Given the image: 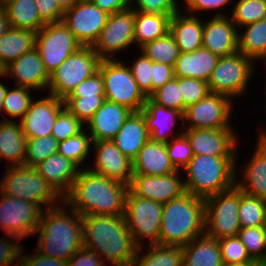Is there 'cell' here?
<instances>
[{
    "label": "cell",
    "instance_id": "45",
    "mask_svg": "<svg viewBox=\"0 0 266 266\" xmlns=\"http://www.w3.org/2000/svg\"><path fill=\"white\" fill-rule=\"evenodd\" d=\"M149 98L157 105L183 113V100L178 86V77H174L163 86L157 88Z\"/></svg>",
    "mask_w": 266,
    "mask_h": 266
},
{
    "label": "cell",
    "instance_id": "52",
    "mask_svg": "<svg viewBox=\"0 0 266 266\" xmlns=\"http://www.w3.org/2000/svg\"><path fill=\"white\" fill-rule=\"evenodd\" d=\"M130 8L146 14L173 15L181 10L177 0H129ZM135 3V4H134ZM134 6V7H133Z\"/></svg>",
    "mask_w": 266,
    "mask_h": 266
},
{
    "label": "cell",
    "instance_id": "46",
    "mask_svg": "<svg viewBox=\"0 0 266 266\" xmlns=\"http://www.w3.org/2000/svg\"><path fill=\"white\" fill-rule=\"evenodd\" d=\"M105 97L65 98V107L75 115L84 125L92 118L101 107Z\"/></svg>",
    "mask_w": 266,
    "mask_h": 266
},
{
    "label": "cell",
    "instance_id": "44",
    "mask_svg": "<svg viewBox=\"0 0 266 266\" xmlns=\"http://www.w3.org/2000/svg\"><path fill=\"white\" fill-rule=\"evenodd\" d=\"M238 237L251 259L266 263V238L263 226L240 228Z\"/></svg>",
    "mask_w": 266,
    "mask_h": 266
},
{
    "label": "cell",
    "instance_id": "68",
    "mask_svg": "<svg viewBox=\"0 0 266 266\" xmlns=\"http://www.w3.org/2000/svg\"><path fill=\"white\" fill-rule=\"evenodd\" d=\"M85 1H93V0H77V2H85Z\"/></svg>",
    "mask_w": 266,
    "mask_h": 266
},
{
    "label": "cell",
    "instance_id": "23",
    "mask_svg": "<svg viewBox=\"0 0 266 266\" xmlns=\"http://www.w3.org/2000/svg\"><path fill=\"white\" fill-rule=\"evenodd\" d=\"M140 112L145 119L147 131L152 141L167 143L183 134V132L179 134L173 132L176 122L179 120L183 123L184 121L181 111L157 105L147 97Z\"/></svg>",
    "mask_w": 266,
    "mask_h": 266
},
{
    "label": "cell",
    "instance_id": "20",
    "mask_svg": "<svg viewBox=\"0 0 266 266\" xmlns=\"http://www.w3.org/2000/svg\"><path fill=\"white\" fill-rule=\"evenodd\" d=\"M194 155L238 156L237 137L233 128L184 129Z\"/></svg>",
    "mask_w": 266,
    "mask_h": 266
},
{
    "label": "cell",
    "instance_id": "16",
    "mask_svg": "<svg viewBox=\"0 0 266 266\" xmlns=\"http://www.w3.org/2000/svg\"><path fill=\"white\" fill-rule=\"evenodd\" d=\"M109 14L92 1L77 2L64 10L62 22L82 46H93Z\"/></svg>",
    "mask_w": 266,
    "mask_h": 266
},
{
    "label": "cell",
    "instance_id": "61",
    "mask_svg": "<svg viewBox=\"0 0 266 266\" xmlns=\"http://www.w3.org/2000/svg\"><path fill=\"white\" fill-rule=\"evenodd\" d=\"M11 28L7 12L2 3H0V37Z\"/></svg>",
    "mask_w": 266,
    "mask_h": 266
},
{
    "label": "cell",
    "instance_id": "21",
    "mask_svg": "<svg viewBox=\"0 0 266 266\" xmlns=\"http://www.w3.org/2000/svg\"><path fill=\"white\" fill-rule=\"evenodd\" d=\"M218 11L208 21H203L202 47L224 57L238 51V28L230 15Z\"/></svg>",
    "mask_w": 266,
    "mask_h": 266
},
{
    "label": "cell",
    "instance_id": "51",
    "mask_svg": "<svg viewBox=\"0 0 266 266\" xmlns=\"http://www.w3.org/2000/svg\"><path fill=\"white\" fill-rule=\"evenodd\" d=\"M129 66L134 80L146 97L152 94L153 62L143 53Z\"/></svg>",
    "mask_w": 266,
    "mask_h": 266
},
{
    "label": "cell",
    "instance_id": "32",
    "mask_svg": "<svg viewBox=\"0 0 266 266\" xmlns=\"http://www.w3.org/2000/svg\"><path fill=\"white\" fill-rule=\"evenodd\" d=\"M182 248L183 266H223L218 239L204 234Z\"/></svg>",
    "mask_w": 266,
    "mask_h": 266
},
{
    "label": "cell",
    "instance_id": "50",
    "mask_svg": "<svg viewBox=\"0 0 266 266\" xmlns=\"http://www.w3.org/2000/svg\"><path fill=\"white\" fill-rule=\"evenodd\" d=\"M166 149L171 163L177 170L183 169L194 156L190 142L184 133L167 142Z\"/></svg>",
    "mask_w": 266,
    "mask_h": 266
},
{
    "label": "cell",
    "instance_id": "65",
    "mask_svg": "<svg viewBox=\"0 0 266 266\" xmlns=\"http://www.w3.org/2000/svg\"><path fill=\"white\" fill-rule=\"evenodd\" d=\"M0 77H5V65L0 61Z\"/></svg>",
    "mask_w": 266,
    "mask_h": 266
},
{
    "label": "cell",
    "instance_id": "19",
    "mask_svg": "<svg viewBox=\"0 0 266 266\" xmlns=\"http://www.w3.org/2000/svg\"><path fill=\"white\" fill-rule=\"evenodd\" d=\"M65 108L63 99L52 94L32 100L29 109L19 121L26 138L51 135L58 114Z\"/></svg>",
    "mask_w": 266,
    "mask_h": 266
},
{
    "label": "cell",
    "instance_id": "40",
    "mask_svg": "<svg viewBox=\"0 0 266 266\" xmlns=\"http://www.w3.org/2000/svg\"><path fill=\"white\" fill-rule=\"evenodd\" d=\"M86 128L76 135L58 142V153L72 161L80 170L92 149V139ZM88 155V156H87ZM80 166V167H79Z\"/></svg>",
    "mask_w": 266,
    "mask_h": 266
},
{
    "label": "cell",
    "instance_id": "47",
    "mask_svg": "<svg viewBox=\"0 0 266 266\" xmlns=\"http://www.w3.org/2000/svg\"><path fill=\"white\" fill-rule=\"evenodd\" d=\"M178 86L183 100V114L189 105L200 101L210 93L208 82L200 79L178 77Z\"/></svg>",
    "mask_w": 266,
    "mask_h": 266
},
{
    "label": "cell",
    "instance_id": "64",
    "mask_svg": "<svg viewBox=\"0 0 266 266\" xmlns=\"http://www.w3.org/2000/svg\"><path fill=\"white\" fill-rule=\"evenodd\" d=\"M7 90H8L7 86H5L2 81H0V113L2 112V104Z\"/></svg>",
    "mask_w": 266,
    "mask_h": 266
},
{
    "label": "cell",
    "instance_id": "36",
    "mask_svg": "<svg viewBox=\"0 0 266 266\" xmlns=\"http://www.w3.org/2000/svg\"><path fill=\"white\" fill-rule=\"evenodd\" d=\"M10 26L38 32L46 23L41 19L35 0H5Z\"/></svg>",
    "mask_w": 266,
    "mask_h": 266
},
{
    "label": "cell",
    "instance_id": "3",
    "mask_svg": "<svg viewBox=\"0 0 266 266\" xmlns=\"http://www.w3.org/2000/svg\"><path fill=\"white\" fill-rule=\"evenodd\" d=\"M34 234H39L37 252L63 261L84 246L82 216L64 202L43 210Z\"/></svg>",
    "mask_w": 266,
    "mask_h": 266
},
{
    "label": "cell",
    "instance_id": "24",
    "mask_svg": "<svg viewBox=\"0 0 266 266\" xmlns=\"http://www.w3.org/2000/svg\"><path fill=\"white\" fill-rule=\"evenodd\" d=\"M131 113L130 109L105 100L85 125L92 141L112 140Z\"/></svg>",
    "mask_w": 266,
    "mask_h": 266
},
{
    "label": "cell",
    "instance_id": "28",
    "mask_svg": "<svg viewBox=\"0 0 266 266\" xmlns=\"http://www.w3.org/2000/svg\"><path fill=\"white\" fill-rule=\"evenodd\" d=\"M180 52L189 53L202 48L203 19L199 15L179 11L171 16L170 31Z\"/></svg>",
    "mask_w": 266,
    "mask_h": 266
},
{
    "label": "cell",
    "instance_id": "1",
    "mask_svg": "<svg viewBox=\"0 0 266 266\" xmlns=\"http://www.w3.org/2000/svg\"><path fill=\"white\" fill-rule=\"evenodd\" d=\"M128 190L129 186L122 182L82 168L63 202L81 216L124 215Z\"/></svg>",
    "mask_w": 266,
    "mask_h": 266
},
{
    "label": "cell",
    "instance_id": "33",
    "mask_svg": "<svg viewBox=\"0 0 266 266\" xmlns=\"http://www.w3.org/2000/svg\"><path fill=\"white\" fill-rule=\"evenodd\" d=\"M36 32L10 28L0 37V61L5 67L35 47Z\"/></svg>",
    "mask_w": 266,
    "mask_h": 266
},
{
    "label": "cell",
    "instance_id": "60",
    "mask_svg": "<svg viewBox=\"0 0 266 266\" xmlns=\"http://www.w3.org/2000/svg\"><path fill=\"white\" fill-rule=\"evenodd\" d=\"M92 2L108 14L130 8L129 0H93Z\"/></svg>",
    "mask_w": 266,
    "mask_h": 266
},
{
    "label": "cell",
    "instance_id": "35",
    "mask_svg": "<svg viewBox=\"0 0 266 266\" xmlns=\"http://www.w3.org/2000/svg\"><path fill=\"white\" fill-rule=\"evenodd\" d=\"M142 254V246L137 247L132 266H183L181 246L150 244Z\"/></svg>",
    "mask_w": 266,
    "mask_h": 266
},
{
    "label": "cell",
    "instance_id": "55",
    "mask_svg": "<svg viewBox=\"0 0 266 266\" xmlns=\"http://www.w3.org/2000/svg\"><path fill=\"white\" fill-rule=\"evenodd\" d=\"M41 19L47 23L62 22L64 11L56 0H35Z\"/></svg>",
    "mask_w": 266,
    "mask_h": 266
},
{
    "label": "cell",
    "instance_id": "14",
    "mask_svg": "<svg viewBox=\"0 0 266 266\" xmlns=\"http://www.w3.org/2000/svg\"><path fill=\"white\" fill-rule=\"evenodd\" d=\"M232 104H234L233 100L228 96L210 92L206 97L186 108L183 123L187 126L184 125V128H231L230 121L234 109Z\"/></svg>",
    "mask_w": 266,
    "mask_h": 266
},
{
    "label": "cell",
    "instance_id": "67",
    "mask_svg": "<svg viewBox=\"0 0 266 266\" xmlns=\"http://www.w3.org/2000/svg\"><path fill=\"white\" fill-rule=\"evenodd\" d=\"M263 228H264V231H265V238H266V219H265V222L263 224Z\"/></svg>",
    "mask_w": 266,
    "mask_h": 266
},
{
    "label": "cell",
    "instance_id": "38",
    "mask_svg": "<svg viewBox=\"0 0 266 266\" xmlns=\"http://www.w3.org/2000/svg\"><path fill=\"white\" fill-rule=\"evenodd\" d=\"M139 50L152 62L164 63L171 66L175 65L180 54L175 38L170 32L160 38L145 43Z\"/></svg>",
    "mask_w": 266,
    "mask_h": 266
},
{
    "label": "cell",
    "instance_id": "53",
    "mask_svg": "<svg viewBox=\"0 0 266 266\" xmlns=\"http://www.w3.org/2000/svg\"><path fill=\"white\" fill-rule=\"evenodd\" d=\"M105 97L100 71L80 82L66 98Z\"/></svg>",
    "mask_w": 266,
    "mask_h": 266
},
{
    "label": "cell",
    "instance_id": "56",
    "mask_svg": "<svg viewBox=\"0 0 266 266\" xmlns=\"http://www.w3.org/2000/svg\"><path fill=\"white\" fill-rule=\"evenodd\" d=\"M68 266H107L94 251L82 247L68 261Z\"/></svg>",
    "mask_w": 266,
    "mask_h": 266
},
{
    "label": "cell",
    "instance_id": "66",
    "mask_svg": "<svg viewBox=\"0 0 266 266\" xmlns=\"http://www.w3.org/2000/svg\"><path fill=\"white\" fill-rule=\"evenodd\" d=\"M266 129V128H265ZM265 129H260V133L266 138V130ZM265 130V131H264Z\"/></svg>",
    "mask_w": 266,
    "mask_h": 266
},
{
    "label": "cell",
    "instance_id": "59",
    "mask_svg": "<svg viewBox=\"0 0 266 266\" xmlns=\"http://www.w3.org/2000/svg\"><path fill=\"white\" fill-rule=\"evenodd\" d=\"M174 77V66L153 62L152 93Z\"/></svg>",
    "mask_w": 266,
    "mask_h": 266
},
{
    "label": "cell",
    "instance_id": "6",
    "mask_svg": "<svg viewBox=\"0 0 266 266\" xmlns=\"http://www.w3.org/2000/svg\"><path fill=\"white\" fill-rule=\"evenodd\" d=\"M0 180V193L20 198L42 209L52 208L63 202V198L51 187L32 166L17 165L6 168ZM58 201V202H57Z\"/></svg>",
    "mask_w": 266,
    "mask_h": 266
},
{
    "label": "cell",
    "instance_id": "22",
    "mask_svg": "<svg viewBox=\"0 0 266 266\" xmlns=\"http://www.w3.org/2000/svg\"><path fill=\"white\" fill-rule=\"evenodd\" d=\"M9 76L14 78L15 86L34 90H46L45 88L50 82V76L46 72L41 56L35 47L5 67L4 78Z\"/></svg>",
    "mask_w": 266,
    "mask_h": 266
},
{
    "label": "cell",
    "instance_id": "15",
    "mask_svg": "<svg viewBox=\"0 0 266 266\" xmlns=\"http://www.w3.org/2000/svg\"><path fill=\"white\" fill-rule=\"evenodd\" d=\"M134 25L133 8L109 14L106 25L92 46L93 50L101 59H115L114 54L134 45Z\"/></svg>",
    "mask_w": 266,
    "mask_h": 266
},
{
    "label": "cell",
    "instance_id": "62",
    "mask_svg": "<svg viewBox=\"0 0 266 266\" xmlns=\"http://www.w3.org/2000/svg\"><path fill=\"white\" fill-rule=\"evenodd\" d=\"M223 266H266V263L258 262L256 260H251L243 263H234V264H223Z\"/></svg>",
    "mask_w": 266,
    "mask_h": 266
},
{
    "label": "cell",
    "instance_id": "26",
    "mask_svg": "<svg viewBox=\"0 0 266 266\" xmlns=\"http://www.w3.org/2000/svg\"><path fill=\"white\" fill-rule=\"evenodd\" d=\"M34 168L62 198L70 192L80 170L72 161L58 152L50 155Z\"/></svg>",
    "mask_w": 266,
    "mask_h": 266
},
{
    "label": "cell",
    "instance_id": "13",
    "mask_svg": "<svg viewBox=\"0 0 266 266\" xmlns=\"http://www.w3.org/2000/svg\"><path fill=\"white\" fill-rule=\"evenodd\" d=\"M0 227L15 240L34 236L42 215L38 204L0 193Z\"/></svg>",
    "mask_w": 266,
    "mask_h": 266
},
{
    "label": "cell",
    "instance_id": "43",
    "mask_svg": "<svg viewBox=\"0 0 266 266\" xmlns=\"http://www.w3.org/2000/svg\"><path fill=\"white\" fill-rule=\"evenodd\" d=\"M26 159L24 165L36 166L50 155L58 152V141L52 136L26 138Z\"/></svg>",
    "mask_w": 266,
    "mask_h": 266
},
{
    "label": "cell",
    "instance_id": "2",
    "mask_svg": "<svg viewBox=\"0 0 266 266\" xmlns=\"http://www.w3.org/2000/svg\"><path fill=\"white\" fill-rule=\"evenodd\" d=\"M84 247L113 266H132L135 245L124 215L82 216Z\"/></svg>",
    "mask_w": 266,
    "mask_h": 266
},
{
    "label": "cell",
    "instance_id": "41",
    "mask_svg": "<svg viewBox=\"0 0 266 266\" xmlns=\"http://www.w3.org/2000/svg\"><path fill=\"white\" fill-rule=\"evenodd\" d=\"M230 13L235 26L242 28L266 19V0H238Z\"/></svg>",
    "mask_w": 266,
    "mask_h": 266
},
{
    "label": "cell",
    "instance_id": "39",
    "mask_svg": "<svg viewBox=\"0 0 266 266\" xmlns=\"http://www.w3.org/2000/svg\"><path fill=\"white\" fill-rule=\"evenodd\" d=\"M238 214L241 228L263 226L266 219V200L247 195L239 188Z\"/></svg>",
    "mask_w": 266,
    "mask_h": 266
},
{
    "label": "cell",
    "instance_id": "9",
    "mask_svg": "<svg viewBox=\"0 0 266 266\" xmlns=\"http://www.w3.org/2000/svg\"><path fill=\"white\" fill-rule=\"evenodd\" d=\"M100 61L92 46H82L50 75L49 94L64 100L80 82L98 71Z\"/></svg>",
    "mask_w": 266,
    "mask_h": 266
},
{
    "label": "cell",
    "instance_id": "48",
    "mask_svg": "<svg viewBox=\"0 0 266 266\" xmlns=\"http://www.w3.org/2000/svg\"><path fill=\"white\" fill-rule=\"evenodd\" d=\"M86 126L66 107L58 114L51 135L58 141H64L81 132Z\"/></svg>",
    "mask_w": 266,
    "mask_h": 266
},
{
    "label": "cell",
    "instance_id": "37",
    "mask_svg": "<svg viewBox=\"0 0 266 266\" xmlns=\"http://www.w3.org/2000/svg\"><path fill=\"white\" fill-rule=\"evenodd\" d=\"M243 27L244 31H238V51L254 62L266 63V19Z\"/></svg>",
    "mask_w": 266,
    "mask_h": 266
},
{
    "label": "cell",
    "instance_id": "49",
    "mask_svg": "<svg viewBox=\"0 0 266 266\" xmlns=\"http://www.w3.org/2000/svg\"><path fill=\"white\" fill-rule=\"evenodd\" d=\"M223 264H234L251 261L245 246L238 236L218 239Z\"/></svg>",
    "mask_w": 266,
    "mask_h": 266
},
{
    "label": "cell",
    "instance_id": "10",
    "mask_svg": "<svg viewBox=\"0 0 266 266\" xmlns=\"http://www.w3.org/2000/svg\"><path fill=\"white\" fill-rule=\"evenodd\" d=\"M239 187L221 191L205 199V234L211 238L238 236Z\"/></svg>",
    "mask_w": 266,
    "mask_h": 266
},
{
    "label": "cell",
    "instance_id": "17",
    "mask_svg": "<svg viewBox=\"0 0 266 266\" xmlns=\"http://www.w3.org/2000/svg\"><path fill=\"white\" fill-rule=\"evenodd\" d=\"M181 171L164 176L133 175L129 190L137 197L164 204L186 193L184 180L179 175Z\"/></svg>",
    "mask_w": 266,
    "mask_h": 266
},
{
    "label": "cell",
    "instance_id": "30",
    "mask_svg": "<svg viewBox=\"0 0 266 266\" xmlns=\"http://www.w3.org/2000/svg\"><path fill=\"white\" fill-rule=\"evenodd\" d=\"M219 56L205 48L189 53L180 52L174 65L175 77H188L208 82Z\"/></svg>",
    "mask_w": 266,
    "mask_h": 266
},
{
    "label": "cell",
    "instance_id": "63",
    "mask_svg": "<svg viewBox=\"0 0 266 266\" xmlns=\"http://www.w3.org/2000/svg\"><path fill=\"white\" fill-rule=\"evenodd\" d=\"M56 2L64 11L72 7L75 3H77V0H56Z\"/></svg>",
    "mask_w": 266,
    "mask_h": 266
},
{
    "label": "cell",
    "instance_id": "34",
    "mask_svg": "<svg viewBox=\"0 0 266 266\" xmlns=\"http://www.w3.org/2000/svg\"><path fill=\"white\" fill-rule=\"evenodd\" d=\"M171 16L135 11L134 44L140 48L145 43L166 35L170 31Z\"/></svg>",
    "mask_w": 266,
    "mask_h": 266
},
{
    "label": "cell",
    "instance_id": "7",
    "mask_svg": "<svg viewBox=\"0 0 266 266\" xmlns=\"http://www.w3.org/2000/svg\"><path fill=\"white\" fill-rule=\"evenodd\" d=\"M117 59H101L98 70L104 84L105 100L139 112L146 96L139 89L129 65Z\"/></svg>",
    "mask_w": 266,
    "mask_h": 266
},
{
    "label": "cell",
    "instance_id": "12",
    "mask_svg": "<svg viewBox=\"0 0 266 266\" xmlns=\"http://www.w3.org/2000/svg\"><path fill=\"white\" fill-rule=\"evenodd\" d=\"M81 47L63 22L47 23L36 33L35 48L49 76Z\"/></svg>",
    "mask_w": 266,
    "mask_h": 266
},
{
    "label": "cell",
    "instance_id": "4",
    "mask_svg": "<svg viewBox=\"0 0 266 266\" xmlns=\"http://www.w3.org/2000/svg\"><path fill=\"white\" fill-rule=\"evenodd\" d=\"M205 234V199L184 193L163 204L159 244L185 246Z\"/></svg>",
    "mask_w": 266,
    "mask_h": 266
},
{
    "label": "cell",
    "instance_id": "18",
    "mask_svg": "<svg viewBox=\"0 0 266 266\" xmlns=\"http://www.w3.org/2000/svg\"><path fill=\"white\" fill-rule=\"evenodd\" d=\"M92 145L96 157L93 168L87 165L88 169L129 186L134 175L132 161L122 154L112 140L93 141Z\"/></svg>",
    "mask_w": 266,
    "mask_h": 266
},
{
    "label": "cell",
    "instance_id": "27",
    "mask_svg": "<svg viewBox=\"0 0 266 266\" xmlns=\"http://www.w3.org/2000/svg\"><path fill=\"white\" fill-rule=\"evenodd\" d=\"M134 175L164 176L177 171L171 163L166 143L150 138L132 161Z\"/></svg>",
    "mask_w": 266,
    "mask_h": 266
},
{
    "label": "cell",
    "instance_id": "5",
    "mask_svg": "<svg viewBox=\"0 0 266 266\" xmlns=\"http://www.w3.org/2000/svg\"><path fill=\"white\" fill-rule=\"evenodd\" d=\"M237 156L194 155L182 169L185 190L194 196L208 198L236 184Z\"/></svg>",
    "mask_w": 266,
    "mask_h": 266
},
{
    "label": "cell",
    "instance_id": "31",
    "mask_svg": "<svg viewBox=\"0 0 266 266\" xmlns=\"http://www.w3.org/2000/svg\"><path fill=\"white\" fill-rule=\"evenodd\" d=\"M17 121L0 120V162L6 159L7 166L24 165L26 159L27 139Z\"/></svg>",
    "mask_w": 266,
    "mask_h": 266
},
{
    "label": "cell",
    "instance_id": "8",
    "mask_svg": "<svg viewBox=\"0 0 266 266\" xmlns=\"http://www.w3.org/2000/svg\"><path fill=\"white\" fill-rule=\"evenodd\" d=\"M254 63L240 51L220 57L208 80L210 92L228 96L232 100L236 96H243L255 73Z\"/></svg>",
    "mask_w": 266,
    "mask_h": 266
},
{
    "label": "cell",
    "instance_id": "11",
    "mask_svg": "<svg viewBox=\"0 0 266 266\" xmlns=\"http://www.w3.org/2000/svg\"><path fill=\"white\" fill-rule=\"evenodd\" d=\"M162 209V203L137 197L128 190L124 217L137 247L143 246L141 240L147 238L146 245L159 244Z\"/></svg>",
    "mask_w": 266,
    "mask_h": 266
},
{
    "label": "cell",
    "instance_id": "57",
    "mask_svg": "<svg viewBox=\"0 0 266 266\" xmlns=\"http://www.w3.org/2000/svg\"><path fill=\"white\" fill-rule=\"evenodd\" d=\"M231 1L233 0H185L184 5L186 6L184 8L188 10L189 12L188 14L195 15L198 13V11L199 13L200 11L201 12H204V11L214 12L219 8L221 10L225 6L227 7V5L229 7V5L232 4Z\"/></svg>",
    "mask_w": 266,
    "mask_h": 266
},
{
    "label": "cell",
    "instance_id": "29",
    "mask_svg": "<svg viewBox=\"0 0 266 266\" xmlns=\"http://www.w3.org/2000/svg\"><path fill=\"white\" fill-rule=\"evenodd\" d=\"M150 136L146 122L139 112H132L112 139L124 156L133 161Z\"/></svg>",
    "mask_w": 266,
    "mask_h": 266
},
{
    "label": "cell",
    "instance_id": "54",
    "mask_svg": "<svg viewBox=\"0 0 266 266\" xmlns=\"http://www.w3.org/2000/svg\"><path fill=\"white\" fill-rule=\"evenodd\" d=\"M6 239H0V266H18L23 246L15 240Z\"/></svg>",
    "mask_w": 266,
    "mask_h": 266
},
{
    "label": "cell",
    "instance_id": "25",
    "mask_svg": "<svg viewBox=\"0 0 266 266\" xmlns=\"http://www.w3.org/2000/svg\"><path fill=\"white\" fill-rule=\"evenodd\" d=\"M256 149L236 185L247 195L266 200V138L259 132Z\"/></svg>",
    "mask_w": 266,
    "mask_h": 266
},
{
    "label": "cell",
    "instance_id": "58",
    "mask_svg": "<svg viewBox=\"0 0 266 266\" xmlns=\"http://www.w3.org/2000/svg\"><path fill=\"white\" fill-rule=\"evenodd\" d=\"M21 251L18 266H68L67 261L59 260L53 257H47L34 250V255H23Z\"/></svg>",
    "mask_w": 266,
    "mask_h": 266
},
{
    "label": "cell",
    "instance_id": "42",
    "mask_svg": "<svg viewBox=\"0 0 266 266\" xmlns=\"http://www.w3.org/2000/svg\"><path fill=\"white\" fill-rule=\"evenodd\" d=\"M33 89L21 86H15V88H8L4 101L2 104V113L5 112L11 118L7 117L3 120L15 121L16 118H20V121L24 114L29 109L30 103L32 101V96H30Z\"/></svg>",
    "mask_w": 266,
    "mask_h": 266
}]
</instances>
